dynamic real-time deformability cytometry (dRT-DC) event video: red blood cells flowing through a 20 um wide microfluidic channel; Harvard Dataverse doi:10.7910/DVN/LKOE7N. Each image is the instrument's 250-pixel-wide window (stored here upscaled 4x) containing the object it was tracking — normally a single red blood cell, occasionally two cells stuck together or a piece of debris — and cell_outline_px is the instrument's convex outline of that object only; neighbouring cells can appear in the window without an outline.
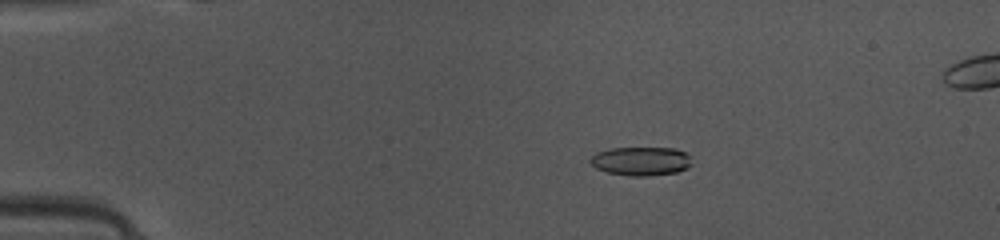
{"species": "common noctule bat (a hibernating species)", "species_latin": "Nyctalus noctula", "temperature_condition": "warm", "stored_images_in_passage": 43, "camera_frame_rate_fps": 3000, "um_per_image_px": 0.085, "animal": {"sex": "female", "body_mass_g": 10.0, "forearm_length_mm": 53.1}, "frame": {"image": 1, "passage_image": 3, "time_ms": 0.667, "image_size_px": [1000, 240], "cell_outline_px": [[692, 164], [688, 168], [676, 172], [648, 176], [632, 176], [608, 172], [596, 168], [588, 160], [596, 152], [608, 148], [676, 148], [684, 152], [688, 156]], "centroid_in_image_um": [54.47, 13.69], "position_along_channel_um": 30.5, "area_um2": 16.99}}
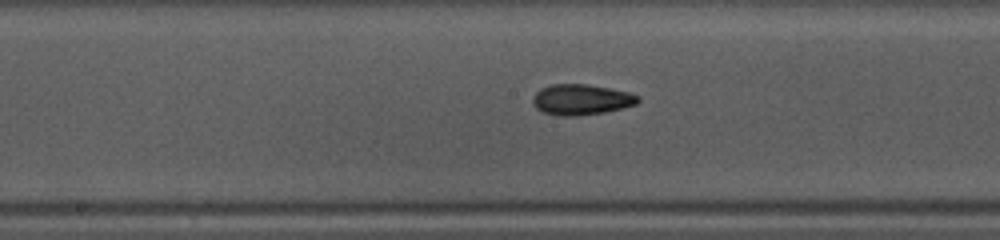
{"frame": {"image": 2, "passage_image": 19, "time_ms": 6.0, "image_size_px": [1000, 240], "cell_outline_px": [[640, 100], [636, 104], [604, 112], [576, 116], [556, 116], [544, 112], [536, 108], [532, 104], [532, 96], [540, 88], [552, 84], [588, 84], [628, 92], [640, 96]], "centroid_in_image_um": [49.36, 8.46], "position_along_channel_um": 198.8, "area_um2": 18.84}}
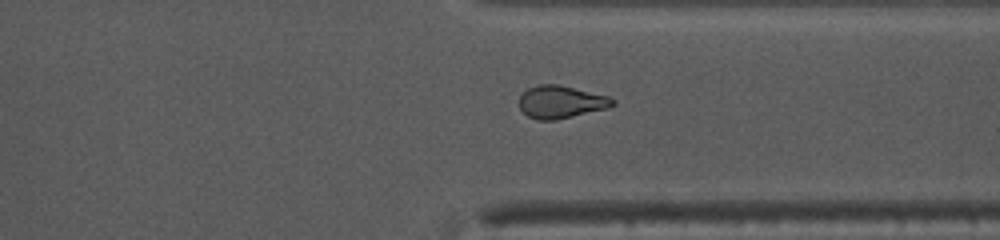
{"frame": {"image": 3, "passage_image": 31, "time_ms": 10.0, "image_size_px": [1000, 240], "cell_outline_px": [[616, 104], [608, 108], [556, 120], [536, 120], [528, 116], [520, 108], [520, 96], [528, 88], [536, 84], [560, 84], [608, 96], [616, 100]], "centroid_in_image_um": [47.7, 8.66], "position_along_channel_um": 363.7, "area_um2": 17.86}}